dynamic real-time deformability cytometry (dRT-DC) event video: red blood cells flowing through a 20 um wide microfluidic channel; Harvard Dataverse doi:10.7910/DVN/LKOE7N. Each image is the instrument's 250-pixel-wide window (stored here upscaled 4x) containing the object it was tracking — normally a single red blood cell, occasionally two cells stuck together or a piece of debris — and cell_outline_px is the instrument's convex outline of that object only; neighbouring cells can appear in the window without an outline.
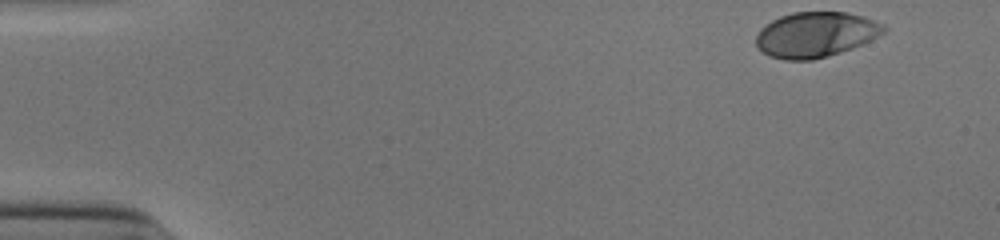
{"species": "human", "species_latin": "Homo sapiens", "temperature_condition": "cold", "stored_images_in_passage": 40, "camera_frame_rate_fps": 3000, "um_per_image_px": 0.085, "donor": {"sex": "male"}, "frame": {"image": 1, "passage_image": 1, "time_ms": 0.0, "image_size_px": [1000, 240], "cell_outline_px": [[888, 28], [884, 32], [852, 48], [828, 56], [812, 60], [784, 60], [768, 56], [756, 48], [756, 36], [760, 28], [764, 24], [780, 16], [792, 12], [848, 12], [864, 16], [884, 24]], "centroid_in_image_um": [69.28, 2.94], "position_along_channel_um": 15.7, "area_um2": 33.87}}
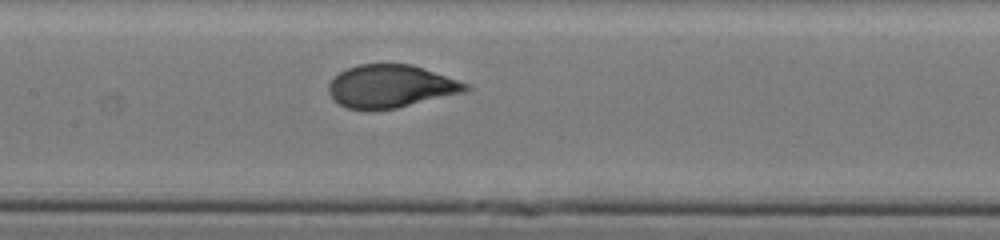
{"frame": {"image": 2, "passage_image": 23, "time_ms": 7.333, "image_size_px": [1000, 240], "cell_outline_px": [[472, 88], [468, 92], [396, 108], [348, 108], [332, 100], [328, 92], [328, 84], [340, 72], [348, 68], [360, 64], [412, 64], [472, 84]], "centroid_in_image_um": [33.3, 7.32], "position_along_channel_um": 174.1, "area_um2": 34.22}}
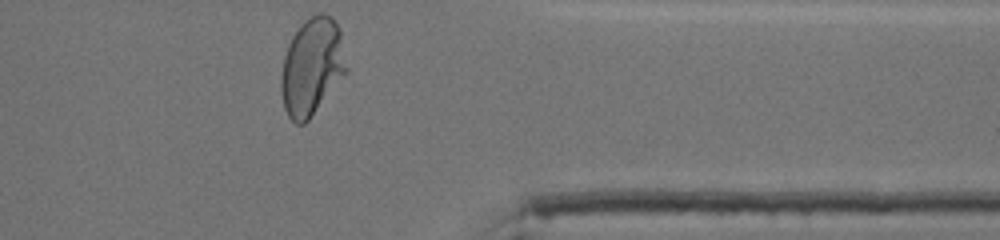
{"frame": {"image": 3, "passage_image": 40, "time_ms": 13.0, "image_size_px": [1000, 240], "cell_outline_px": [[348, 72], [308, 120], [304, 124], [296, 124], [288, 116], [284, 108], [280, 88], [280, 76], [284, 56], [288, 44], [292, 36], [300, 24], [304, 20], [320, 12], [324, 12], [340, 28], [348, 68]], "centroid_in_image_um": [26.51, 5.67], "position_along_channel_um": 384.9, "area_um2": 37.28}, "authors_computed_cell_mechanics": {"area_um2": 34.5355, "velocity_mm_per_s": 3.8934, "shape_relaxation_time_tau1_ms": 4.6315, "shape_relaxation_time_tau2_ms": null, "deformation_change_tau1": 0.1944, "deformation_change_tau2": null}}